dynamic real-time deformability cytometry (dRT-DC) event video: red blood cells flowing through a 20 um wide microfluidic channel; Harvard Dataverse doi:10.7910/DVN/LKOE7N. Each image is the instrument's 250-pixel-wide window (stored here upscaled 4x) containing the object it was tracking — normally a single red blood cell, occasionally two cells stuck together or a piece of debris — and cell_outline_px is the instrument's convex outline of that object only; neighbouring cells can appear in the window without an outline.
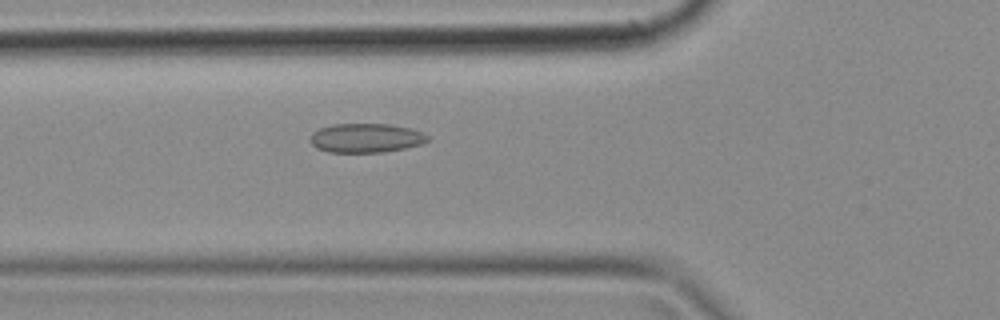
{"species": "common noctule bat (a hibernating species)", "species_latin": "Nyctalus noctula", "temperature_condition": "cold", "stored_images_in_passage": 48, "camera_frame_rate_fps": 3000, "um_per_image_px": 0.085, "animal": {"sex": "female", "body_mass_g": 18.4}, "frame": {"image": 1, "passage_image": 16, "time_ms": 5.0, "image_size_px": [1000, 320], "cell_outline_px": [[428, 140], [420, 144], [404, 148], [384, 152], [328, 152], [316, 148], [308, 140], [312, 132], [320, 128], [332, 124], [388, 124], [412, 128], [424, 132], [428, 136]], "centroid_in_image_um": [31.08, 11.72], "position_along_channel_um": 94.7, "area_um2": 20.06}}
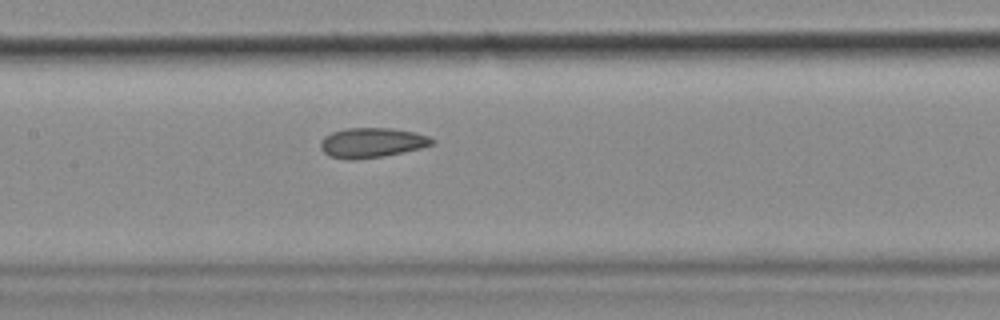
{"frame": {"image": 2, "passage_image": 22, "time_ms": 7.0, "image_size_px": [1000, 320], "cell_outline_px": [[436, 144], [404, 152], [384, 156], [356, 160], [348, 160], [328, 156], [320, 148], [320, 140], [324, 136], [332, 132], [348, 128], [392, 128], [416, 132], [428, 136], [436, 140]], "centroid_in_image_um": [31.62, 12.13], "position_along_channel_um": 175.8, "area_um2": 19.71}}
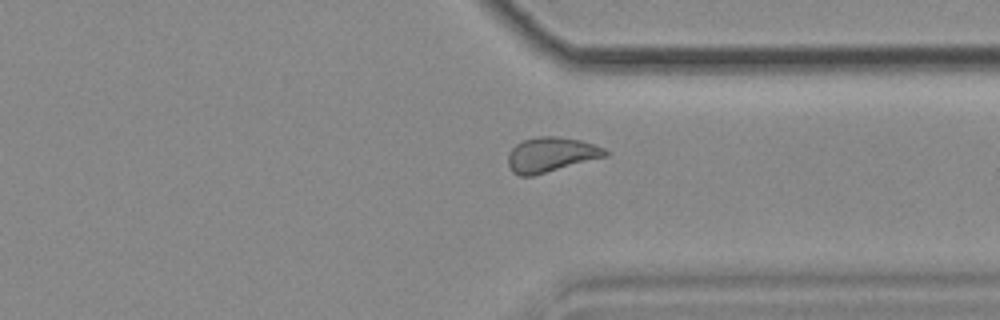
{"frame": {"image": 3, "passage_image": 36, "time_ms": 11.667, "image_size_px": [1000, 320], "cell_outline_px": [[608, 156], [532, 176], [520, 176], [512, 172], [508, 164], [508, 152], [516, 144], [524, 140], [536, 136], [556, 136], [580, 140], [604, 148], [608, 152]], "centroid_in_image_um": [46.81, 13.14], "position_along_channel_um": 364.6, "area_um2": 19.71}}